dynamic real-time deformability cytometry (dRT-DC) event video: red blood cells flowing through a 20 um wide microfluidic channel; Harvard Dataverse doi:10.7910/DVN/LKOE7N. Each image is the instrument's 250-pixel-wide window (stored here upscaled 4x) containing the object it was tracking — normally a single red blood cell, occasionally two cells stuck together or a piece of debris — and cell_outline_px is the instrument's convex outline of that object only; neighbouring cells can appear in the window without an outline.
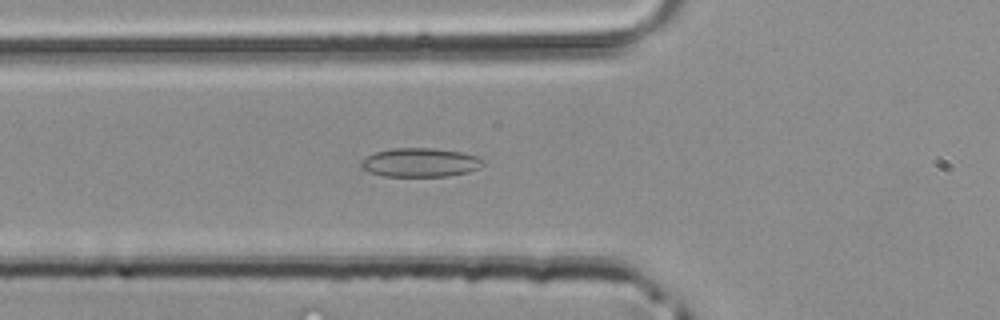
{"species": "common noctule bat (a hibernating species)", "species_latin": "Nyctalus noctula", "temperature_condition": "room temperature", "stored_images_in_passage": 44, "camera_frame_rate_fps": 3000, "um_per_image_px": 0.085, "animal": {"sex": "male", "body_mass_g": 20.4}, "frame": {"image": 1, "passage_image": 16, "time_ms": 5.0, "image_size_px": [1000, 320], "cell_outline_px": [[484, 164], [480, 168], [468, 172], [448, 176], [384, 176], [368, 172], [360, 168], [360, 160], [376, 152], [392, 148], [432, 148], [464, 152], [476, 156], [484, 160]], "centroid_in_image_um": [35.72, 13.81], "position_along_channel_um": 90.1, "area_um2": 20.69}}
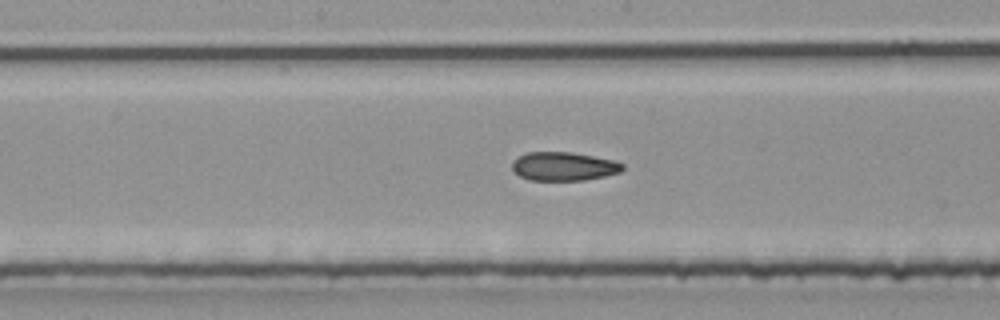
{"frame": {"image": 2, "passage_image": 23, "time_ms": 7.333, "image_size_px": [1000, 320], "cell_outline_px": [[624, 168], [620, 172], [604, 176], [584, 180], [528, 180], [520, 176], [512, 168], [512, 164], [520, 156], [528, 152], [572, 152], [612, 160], [624, 164]], "centroid_in_image_um": [47.93, 14.14], "position_along_channel_um": 200.3, "area_um2": 18.21}}
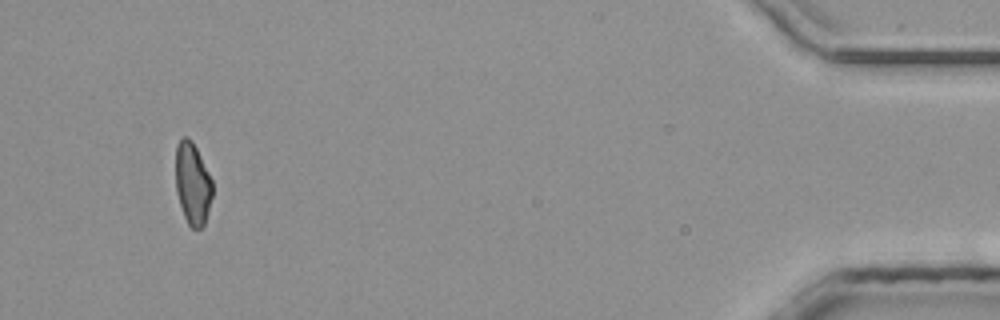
{"frame": {"image": 3, "passage_image": 42, "time_ms": 13.667, "image_size_px": [1000, 320], "cell_outline_px": [[212, 196], [204, 224], [200, 228], [192, 228], [188, 224], [184, 216], [176, 192], [176, 144], [184, 136], [188, 136], [192, 140], [212, 180]], "centroid_in_image_um": [16.36, 15.59], "position_along_channel_um": 418.8, "area_um2": 17.4}}